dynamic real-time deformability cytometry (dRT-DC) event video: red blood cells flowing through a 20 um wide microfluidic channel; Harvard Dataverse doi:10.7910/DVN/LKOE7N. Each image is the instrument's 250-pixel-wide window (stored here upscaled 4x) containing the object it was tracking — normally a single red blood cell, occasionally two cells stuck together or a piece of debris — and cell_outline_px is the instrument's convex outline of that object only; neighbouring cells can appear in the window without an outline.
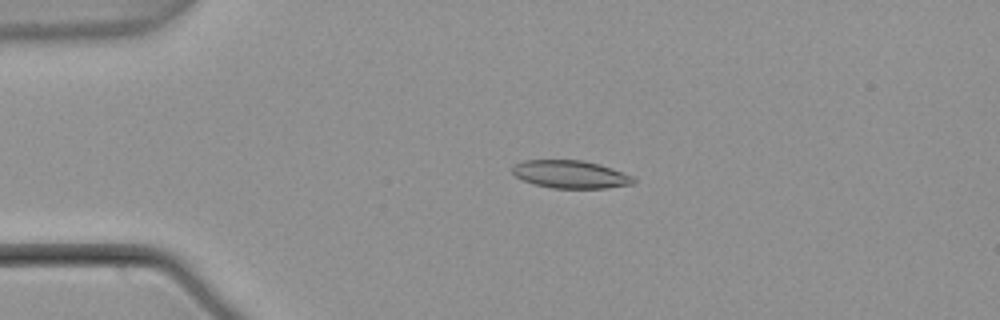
{"species": "common noctule bat (a hibernating species)", "species_latin": "Nyctalus noctula", "temperature_condition": "warm", "stored_images_in_passage": 4, "camera_frame_rate_fps": 3000, "um_per_image_px": 0.085, "animal": {"sex": "male", "body_mass_g": 21.5, "forearm_length_mm": 52.0}, "frame": {"image": 1, "passage_image": 3, "time_ms": 0.667, "image_size_px": [1000, 320], "cell_outline_px": [[636, 180], [632, 184], [608, 188], [552, 188], [536, 184], [524, 180], [516, 176], [512, 172], [512, 164], [524, 160], [584, 160], [600, 164], [612, 168], [632, 176]], "centroid_in_image_um": [48.49, 14.81], "position_along_channel_um": 36.5, "area_um2": 19.65}}